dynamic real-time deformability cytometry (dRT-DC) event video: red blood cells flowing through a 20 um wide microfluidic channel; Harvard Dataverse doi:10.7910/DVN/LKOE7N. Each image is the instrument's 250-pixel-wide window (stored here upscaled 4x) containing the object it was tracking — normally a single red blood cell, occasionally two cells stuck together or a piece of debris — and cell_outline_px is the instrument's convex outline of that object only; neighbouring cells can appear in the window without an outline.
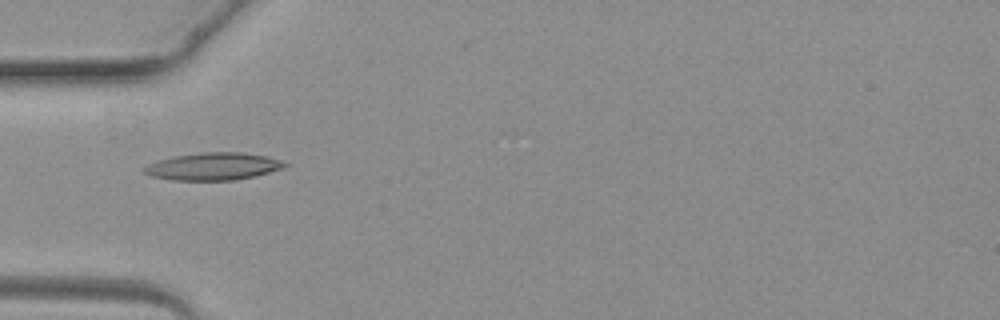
{"species": "common noctule bat (a hibernating species)", "species_latin": "Nyctalus noctula", "temperature_condition": "warm", "stored_images_in_passage": 5, "camera_frame_rate_fps": 3000, "um_per_image_px": 0.085, "animal": {"sex": "female", "body_mass_g": 19.3, "forearm_length_mm": 54.1}, "frame": {"image": 1, "passage_image": 4, "time_ms": 3.667, "image_size_px": [1000, 320], "cell_outline_px": [[288, 164], [284, 168], [256, 176], [232, 180], [172, 180], [152, 176], [144, 172], [140, 168], [144, 164], [176, 156], [204, 152], [240, 152], [268, 156], [284, 160]], "centroid_in_image_um": [18.14, 14.14], "position_along_channel_um": 66.9, "area_um2": 22.6}}
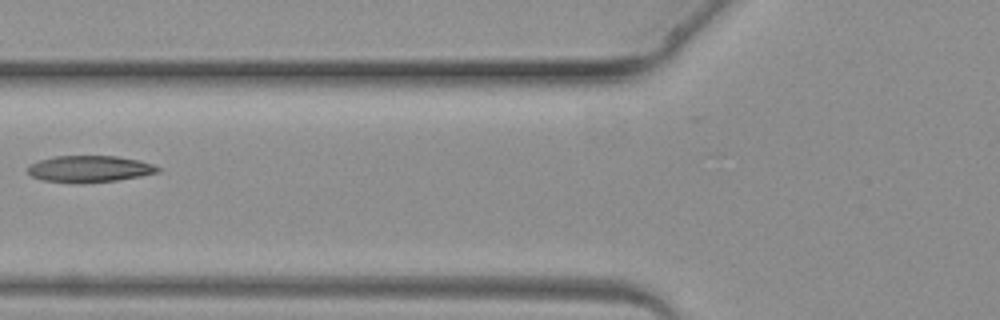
{"frame": {"image": 2, "passage_image": 5, "time_ms": 4.667, "image_size_px": [1000, 320], "cell_outline_px": [[160, 172], [140, 176], [116, 180], [40, 180], [32, 176], [28, 172], [28, 164], [40, 160], [56, 156], [116, 156], [140, 160], [152, 164], [160, 168]], "centroid_in_image_um": [7.64, 14.3], "position_along_channel_um": 118.2, "area_um2": 19.19}}